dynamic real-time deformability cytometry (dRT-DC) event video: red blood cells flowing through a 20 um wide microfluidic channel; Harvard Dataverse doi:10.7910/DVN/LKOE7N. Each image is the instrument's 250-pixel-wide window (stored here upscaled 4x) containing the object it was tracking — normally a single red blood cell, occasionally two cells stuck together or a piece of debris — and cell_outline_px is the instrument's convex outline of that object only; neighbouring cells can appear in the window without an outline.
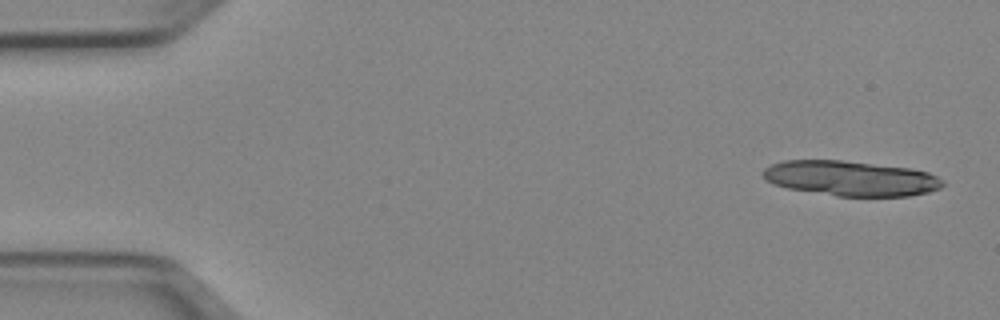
{"species": "Egyptian fruit bat (a non-hibernating species)", "species_latin": "Rousettus aegyptiacus", "temperature_condition": "cold", "stored_images_in_passage": 13, "camera_frame_rate_fps": 3000, "um_per_image_px": 0.085, "animal": {"sex": "female"}, "frame": {"image": 1, "passage_image": 1, "time_ms": 0.0, "image_size_px": [1000, 320], "cell_outline_px": [[944, 184], [940, 188], [928, 192], [908, 196], [836, 196], [788, 188], [764, 180], [760, 172], [764, 168], [772, 164], [784, 160], [840, 160], [908, 168], [928, 172], [944, 180]], "centroid_in_image_um": [72.28, 15.16], "position_along_channel_um": 12.7, "area_um2": 36.65}}